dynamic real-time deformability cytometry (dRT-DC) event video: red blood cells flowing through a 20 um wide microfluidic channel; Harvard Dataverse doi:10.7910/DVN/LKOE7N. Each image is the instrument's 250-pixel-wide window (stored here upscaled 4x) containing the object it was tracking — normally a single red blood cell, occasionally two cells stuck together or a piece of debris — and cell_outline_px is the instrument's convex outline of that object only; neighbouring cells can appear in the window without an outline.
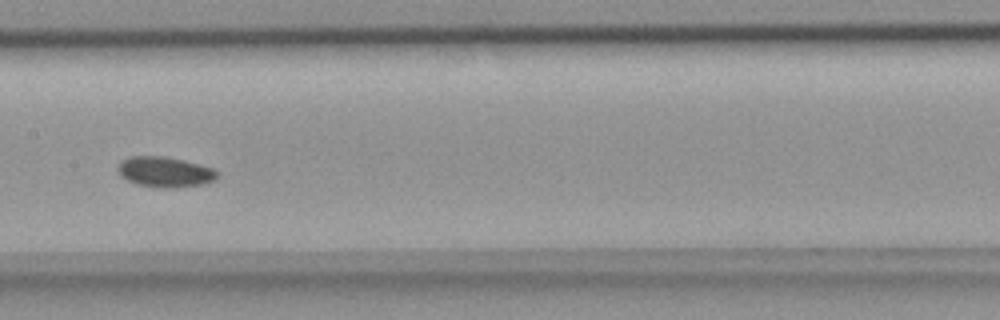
{"species": "common noctule bat (a hibernating species)", "species_latin": "Nyctalus noctula", "temperature_condition": "room temperature", "stored_images_in_passage": 43, "camera_frame_rate_fps": 3000, "um_per_image_px": 0.085, "animal": {"sex": "female", "body_mass_g": 18.4}, "frame": {"image": 1, "passage_image": 18, "time_ms": 5.667, "image_size_px": [1000, 320], "cell_outline_px": [[220, 172], [216, 180], [204, 184], [172, 188], [152, 188], [136, 184], [120, 176], [120, 164], [124, 160], [132, 156], [164, 156], [184, 160], [216, 168]], "centroid_in_image_um": [14.11, 14.63], "position_along_channel_um": 193.3, "area_um2": 17.8}}
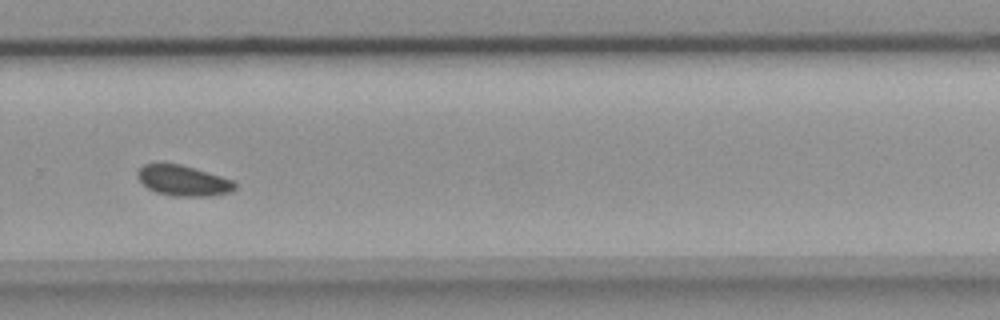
{"frame": {"image": 2, "passage_image": 27, "time_ms": 8.667, "image_size_px": [1000, 320], "cell_outline_px": [[236, 188], [228, 192], [212, 196], [172, 196], [156, 192], [148, 188], [136, 176], [136, 172], [144, 164], [180, 164], [220, 176], [232, 180], [236, 184]], "centroid_in_image_um": [15.55, 15.36], "position_along_channel_um": 314.2, "area_um2": 17.05}}
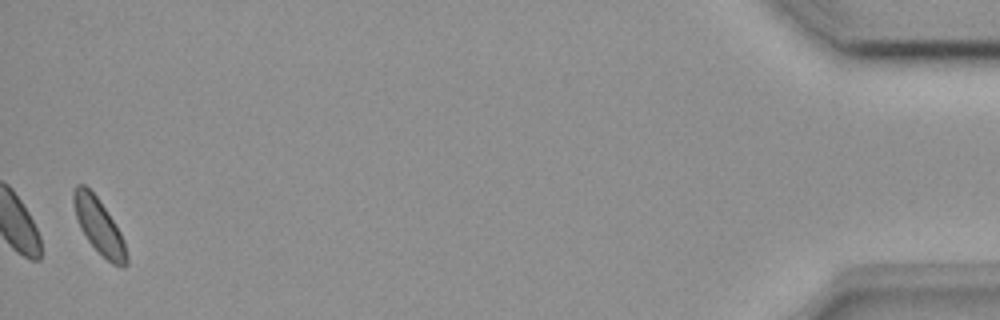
{"frame": {"image": 3, "passage_image": 42, "time_ms": 13.667, "image_size_px": [1000, 320], "cell_outline_px": [[128, 264], [124, 268], [120, 268], [112, 264], [88, 240], [80, 228], [76, 216], [72, 200], [72, 192], [76, 184], [84, 184], [96, 196], [120, 232], [124, 240], [128, 256]], "centroid_in_image_um": [8.42, 19.24], "position_along_channel_um": 426.8, "area_um2": 16.82}}